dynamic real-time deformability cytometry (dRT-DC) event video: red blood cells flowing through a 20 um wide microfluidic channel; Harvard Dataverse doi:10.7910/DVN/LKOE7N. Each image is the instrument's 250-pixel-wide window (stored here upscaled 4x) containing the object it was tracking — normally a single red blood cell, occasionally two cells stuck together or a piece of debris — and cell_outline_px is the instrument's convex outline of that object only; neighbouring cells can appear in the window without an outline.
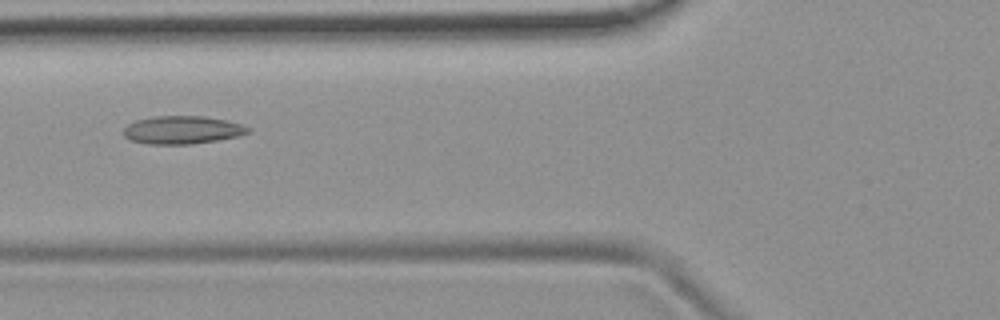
{"species": "common noctule bat (a hibernating species)", "species_latin": "Nyctalus noctula", "temperature_condition": "room temperature", "stored_images_in_passage": 5, "camera_frame_rate_fps": 3000, "um_per_image_px": 0.085, "animal": {"sex": "female", "body_mass_g": 19.9}, "frame": {"image": 1, "passage_image": 5, "time_ms": 5.667, "image_size_px": [1000, 320], "cell_outline_px": [[252, 132], [236, 136], [216, 140], [192, 144], [148, 144], [132, 140], [124, 136], [124, 128], [128, 124], [136, 120], [156, 116], [204, 116], [224, 120], [240, 124], [252, 128]], "centroid_in_image_um": [15.5, 11.04], "position_along_channel_um": 110.3, "area_um2": 20.17}}